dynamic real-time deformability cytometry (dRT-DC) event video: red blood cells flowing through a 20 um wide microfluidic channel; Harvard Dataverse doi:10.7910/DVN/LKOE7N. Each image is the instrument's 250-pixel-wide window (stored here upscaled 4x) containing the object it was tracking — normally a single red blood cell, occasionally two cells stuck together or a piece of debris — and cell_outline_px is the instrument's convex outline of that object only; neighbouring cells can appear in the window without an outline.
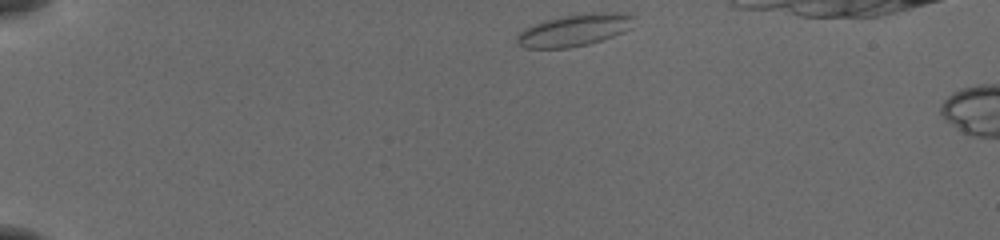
{"species": "common noctule bat (a hibernating species)", "species_latin": "Nyctalus noctula", "temperature_condition": "cold", "stored_images_in_passage": 8, "camera_frame_rate_fps": 3000, "um_per_image_px": 0.085, "animal": {"sex": "female", "body_mass_g": 19.5, "forearm_length_mm": 54.1}, "frame": {"image": 1, "passage_image": 1, "time_ms": 0.0, "image_size_px": [1000, 240], "cell_outline_px": [[636, 16], [632, 28], [624, 32], [588, 44], [568, 48], [524, 48], [516, 44], [516, 36], [524, 28], [548, 20], [564, 16], [612, 12], [616, 12]], "centroid_in_image_um": [48.83, 2.58], "position_along_channel_um": 36.2, "area_um2": 21.5}}